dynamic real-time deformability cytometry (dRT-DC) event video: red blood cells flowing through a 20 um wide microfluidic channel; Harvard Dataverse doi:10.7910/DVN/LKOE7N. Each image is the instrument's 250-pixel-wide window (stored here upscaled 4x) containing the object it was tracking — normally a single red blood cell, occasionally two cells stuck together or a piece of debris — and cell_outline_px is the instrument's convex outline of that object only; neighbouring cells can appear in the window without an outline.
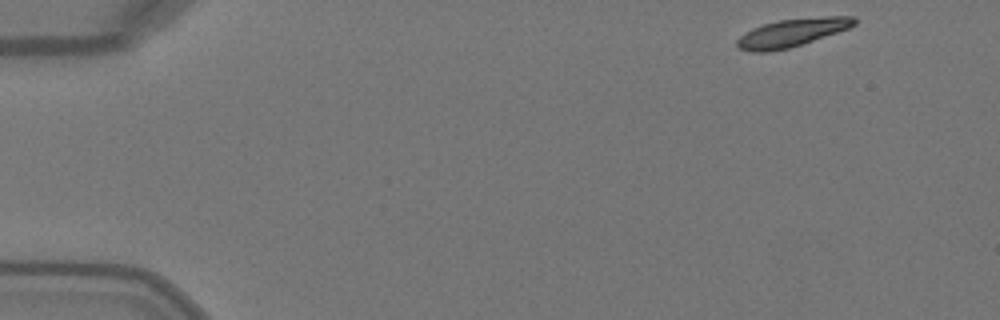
{"species": "Egyptian fruit bat (a non-hibernating species)", "species_latin": "Rousettus aegyptiacus", "temperature_condition": "warm", "stored_images_in_passage": 46, "camera_frame_rate_fps": 3000, "um_per_image_px": 0.085, "animal": {"sex": "female"}, "frame": {"image": 1, "passage_image": 1, "time_ms": 0.0, "image_size_px": [1000, 320], "cell_outline_px": [[856, 24], [848, 28], [788, 48], [768, 52], [752, 52], [740, 48], [736, 44], [736, 40], [740, 36], [752, 28], [776, 20], [828, 16], [856, 16]], "centroid_in_image_um": [67.29, 2.76], "position_along_channel_um": 17.7, "area_um2": 18.84}}
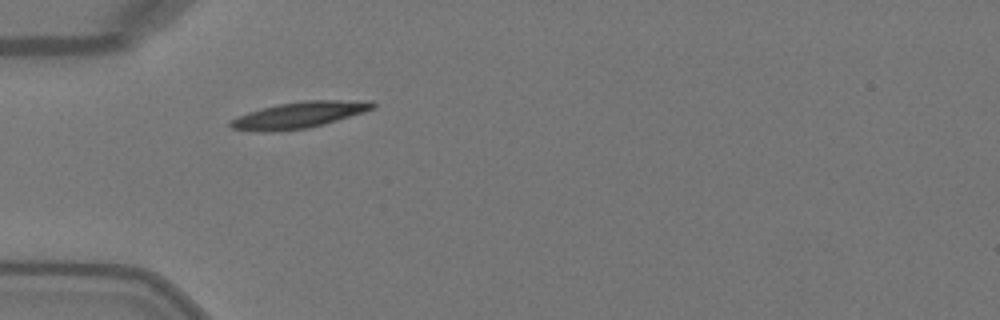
{"frame": {"image": 2, "passage_image": 12, "time_ms": 3.667, "image_size_px": [1000, 320], "cell_outline_px": [[376, 108], [364, 112], [324, 124], [308, 128], [272, 132], [260, 132], [232, 128], [228, 124], [228, 120], [248, 112], [260, 108], [280, 104], [304, 100], [372, 100], [376, 104]], "centroid_in_image_um": [25.44, 9.77], "position_along_channel_um": 59.6, "area_um2": 22.02}}
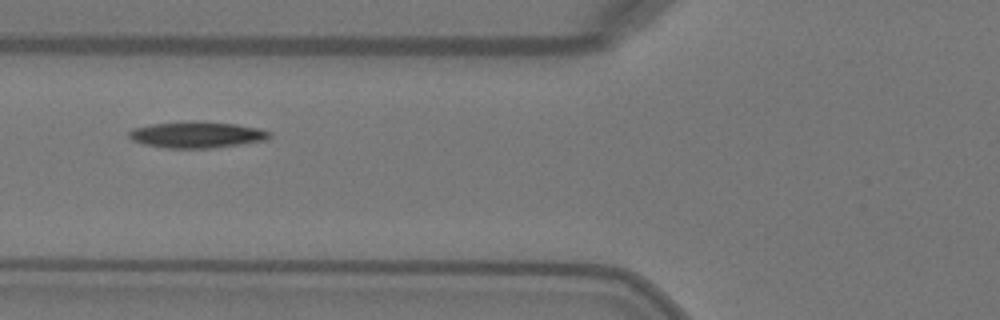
{"frame": {"image": 3, "passage_image": 16, "time_ms": 5.0, "image_size_px": [1000, 320], "cell_outline_px": [[272, 136], [268, 140], [212, 148], [164, 148], [144, 144], [132, 140], [128, 136], [128, 132], [132, 128], [152, 124], [236, 124], [260, 128], [272, 132]], "centroid_in_image_um": [16.77, 11.5], "position_along_channel_um": 109.0, "area_um2": 20.63}, "authors_computed_cell_mechanics": {"area_um2": 20.5768, "velocity_mm_per_s": 4.0516, "shape_relaxation_time_tau1_ms": 2.8996, "shape_relaxation_time_tau2_ms": null, "deformation_change_tau1": 0.1302, "deformation_change_tau2": null}}